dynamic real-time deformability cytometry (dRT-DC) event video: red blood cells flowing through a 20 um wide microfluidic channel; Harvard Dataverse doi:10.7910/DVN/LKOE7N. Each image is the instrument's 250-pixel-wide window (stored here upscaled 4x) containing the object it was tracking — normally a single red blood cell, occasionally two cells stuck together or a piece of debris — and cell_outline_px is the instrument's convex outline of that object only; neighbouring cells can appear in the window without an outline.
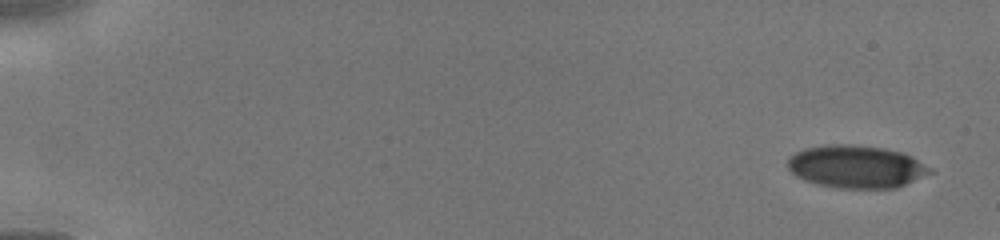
{"species": "human", "species_latin": "Homo sapiens", "temperature_condition": "cold", "stored_images_in_passage": 6, "camera_frame_rate_fps": 3000, "um_per_image_px": 0.085, "donor": {"sex": "male"}, "frame": {"image": 1, "passage_image": 1, "time_ms": 0.0, "image_size_px": [1000, 240], "cell_outline_px": [[936, 172], [896, 188], [836, 188], [804, 180], [796, 176], [788, 168], [788, 156], [804, 148], [832, 144], [848, 144], [884, 148], [904, 152], [912, 156], [932, 168]], "centroid_in_image_um": [72.82, 14.16], "position_along_channel_um": 12.2, "area_um2": 35.66}}
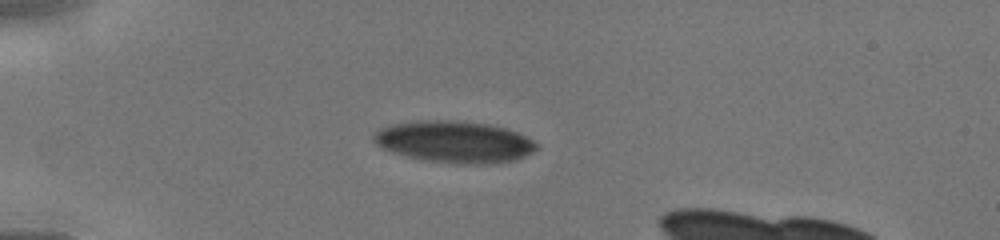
{"frame": {"image": 2, "passage_image": 5, "time_ms": 3.667, "image_size_px": [1000, 240], "cell_outline_px": [[540, 148], [516, 160], [492, 164], [460, 164], [424, 160], [404, 156], [380, 148], [372, 140], [372, 132], [380, 128], [392, 124], [416, 120], [456, 120], [488, 124], [504, 128], [528, 136], [540, 144]], "centroid_in_image_um": [38.61, 12.06], "position_along_channel_um": 46.4, "area_um2": 40.29}}